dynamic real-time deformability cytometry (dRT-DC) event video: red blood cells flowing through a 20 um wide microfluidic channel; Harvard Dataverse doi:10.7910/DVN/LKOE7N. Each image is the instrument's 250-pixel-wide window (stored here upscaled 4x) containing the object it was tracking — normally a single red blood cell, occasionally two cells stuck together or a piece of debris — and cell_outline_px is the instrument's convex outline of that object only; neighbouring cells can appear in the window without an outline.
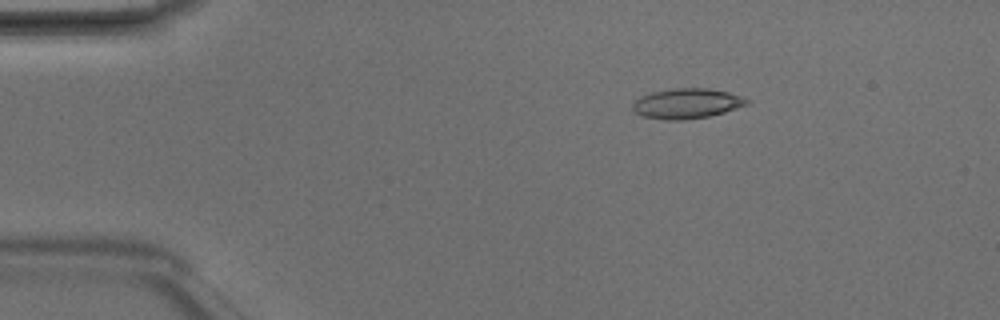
{"species": "Egyptian fruit bat (a non-hibernating species)", "species_latin": "Rousettus aegyptiacus", "temperature_condition": "room temperature", "stored_images_in_passage": 5, "camera_frame_rate_fps": 3000, "um_per_image_px": 0.085, "animal": {"sex": "male"}, "frame": {"image": 1, "passage_image": 3, "time_ms": 0.667, "image_size_px": [1000, 320], "cell_outline_px": [[752, 100], [748, 104], [724, 112], [708, 116], [684, 120], [664, 120], [644, 116], [632, 112], [632, 104], [640, 96], [652, 92], [672, 88], [708, 88], [728, 92]], "centroid_in_image_um": [58.36, 8.79], "position_along_channel_um": 26.6, "area_um2": 20.11}}
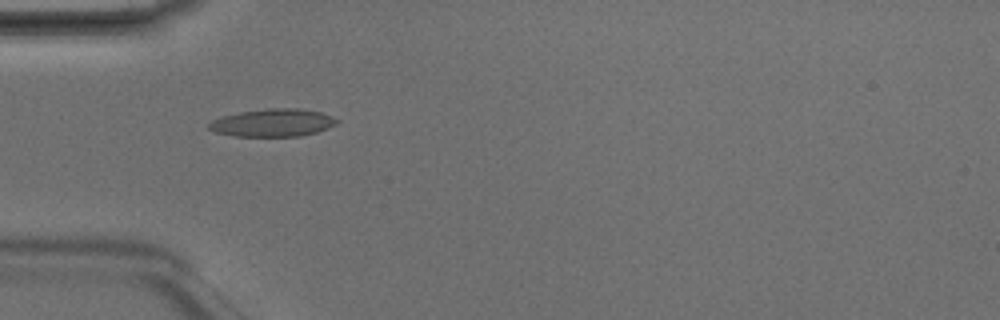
{"frame": {"image": 2, "passage_image": 4, "time_ms": 1.0, "image_size_px": [1000, 320], "cell_outline_px": [[340, 120], [336, 124], [328, 128], [316, 132], [300, 136], [236, 136], [216, 132], [208, 128], [208, 124], [212, 120], [224, 116], [240, 112], [268, 108], [296, 108], [320, 112], [332, 116]], "centroid_in_image_um": [23.21, 10.43], "position_along_channel_um": 61.8, "area_um2": 20.52}}